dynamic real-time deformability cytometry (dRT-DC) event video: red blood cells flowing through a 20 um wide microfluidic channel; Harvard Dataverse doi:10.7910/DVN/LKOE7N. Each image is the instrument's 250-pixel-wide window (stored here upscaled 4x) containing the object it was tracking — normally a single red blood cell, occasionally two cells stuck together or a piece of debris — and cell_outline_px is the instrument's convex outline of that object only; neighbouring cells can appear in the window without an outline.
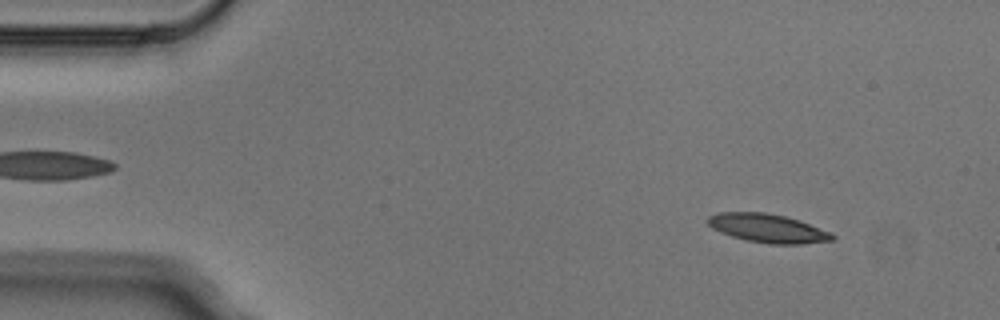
{"species": "Egyptian fruit bat (a non-hibernating species)", "species_latin": "Rousettus aegyptiacus", "temperature_condition": "cold", "stored_images_in_passage": 5, "camera_frame_rate_fps": 3000, "um_per_image_px": 0.085, "animal": {"sex": "male"}, "frame": {"image": 1, "passage_image": 1, "time_ms": 0.0, "image_size_px": [1000, 320], "cell_outline_px": [[836, 236], [832, 240], [800, 244], [768, 244], [748, 240], [732, 236], [720, 232], [712, 228], [704, 220], [708, 216], [716, 212], [764, 212], [784, 216], [800, 220], [828, 232]], "centroid_in_image_um": [65.19, 19.39], "position_along_channel_um": 19.8, "area_um2": 20.69}}
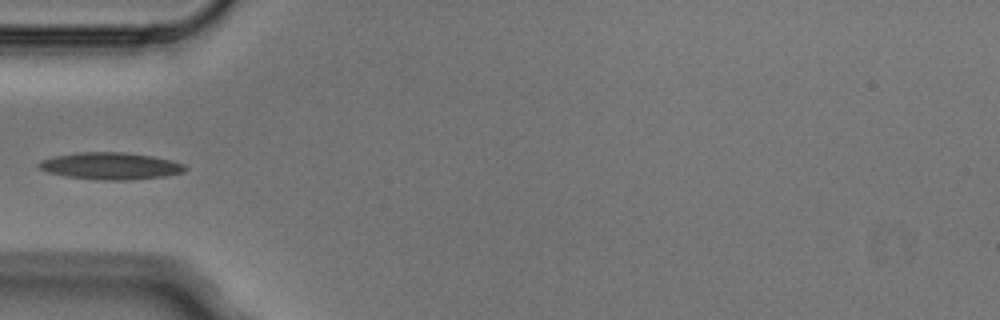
{"frame": {"image": 2, "passage_image": 4, "time_ms": 1.0, "image_size_px": [1000, 320], "cell_outline_px": [[188, 168], [184, 172], [160, 176], [128, 180], [100, 180], [64, 176], [48, 172], [40, 168], [36, 164], [40, 160], [56, 156], [76, 152], [124, 152], [152, 156], [172, 160], [184, 164]], "centroid_in_image_um": [9.38, 14.1], "position_along_channel_um": 75.6, "area_um2": 22.95}}
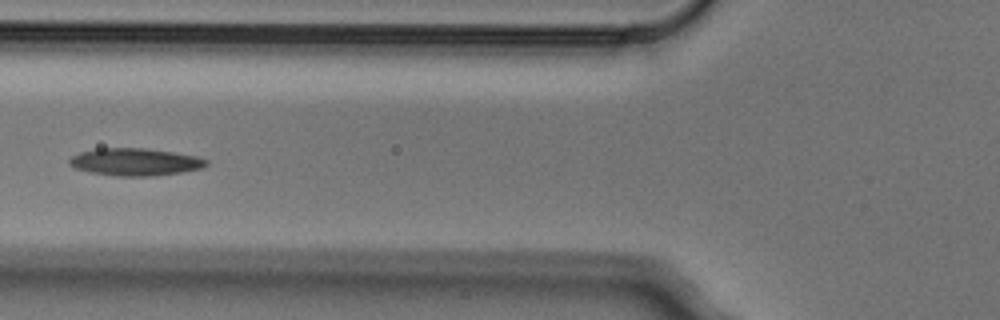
{"frame": {"image": 3, "passage_image": 5, "time_ms": 1.333, "image_size_px": [1000, 320], "cell_outline_px": [[208, 164], [200, 168], [180, 172], [156, 176], [116, 176], [88, 172], [76, 168], [68, 164], [68, 160], [72, 156], [80, 152], [96, 148], [148, 148], [196, 156], [208, 160]], "centroid_in_image_um": [11.45, 13.76], "position_along_channel_um": 114.4, "area_um2": 21.91}}